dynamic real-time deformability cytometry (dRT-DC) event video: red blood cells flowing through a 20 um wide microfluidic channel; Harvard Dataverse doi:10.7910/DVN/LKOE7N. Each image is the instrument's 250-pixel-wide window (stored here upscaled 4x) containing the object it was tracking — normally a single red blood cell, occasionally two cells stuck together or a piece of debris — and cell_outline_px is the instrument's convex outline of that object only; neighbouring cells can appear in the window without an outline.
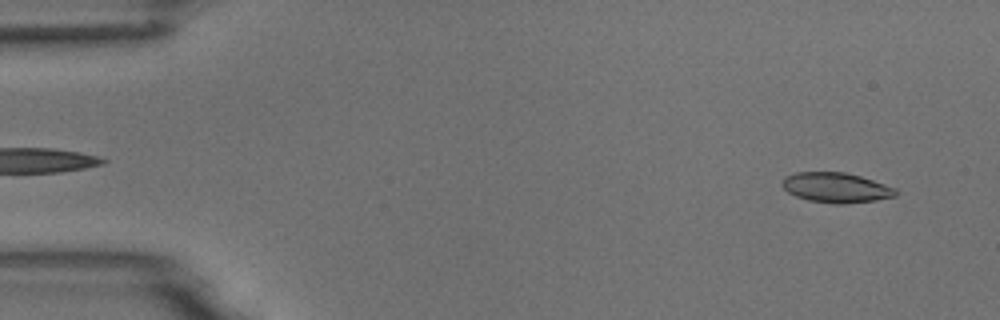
{"species": "common noctule bat (a hibernating species)", "species_latin": "Nyctalus noctula", "temperature_condition": "room temperature", "stored_images_in_passage": 54, "camera_frame_rate_fps": 3000, "um_per_image_px": 0.085, "animal": {"sex": "male", "body_mass_g": 18.8}, "frame": {"image": 1, "passage_image": 3, "time_ms": 0.667, "image_size_px": [1000, 320], "cell_outline_px": [[896, 196], [876, 200], [844, 204], [832, 204], [808, 200], [796, 196], [788, 192], [780, 184], [784, 176], [796, 172], [844, 172], [860, 176], [896, 188]], "centroid_in_image_um": [71.03, 15.95], "position_along_channel_um": 14.0, "area_um2": 19.88}}
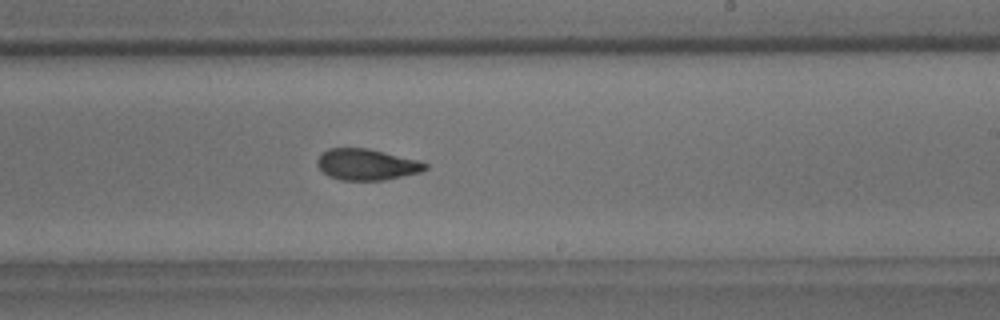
{"frame": {"image": 2, "passage_image": 32, "time_ms": 10.333, "image_size_px": [1000, 320], "cell_outline_px": [[428, 168], [420, 172], [384, 180], [340, 180], [328, 176], [316, 164], [316, 160], [328, 148], [368, 148], [420, 160], [428, 164]], "centroid_in_image_um": [31.18, 13.98], "position_along_channel_um": 257.8, "area_um2": 19.65}}
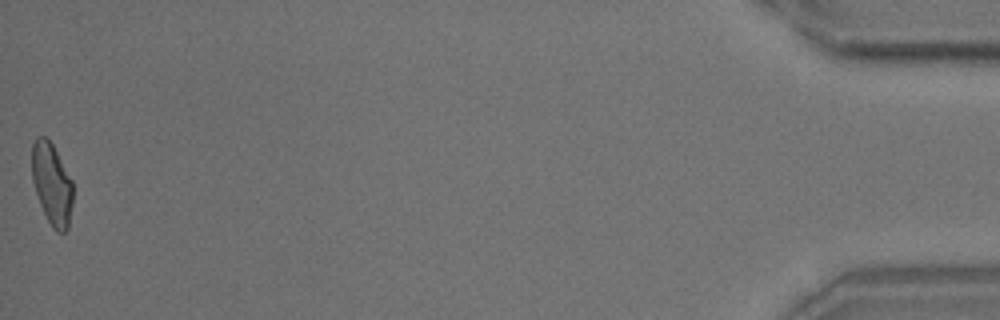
{"frame": {"image": 3, "passage_image": 54, "time_ms": 17.667, "image_size_px": [1000, 320], "cell_outline_px": [[72, 204], [68, 228], [64, 232], [56, 232], [52, 228], [40, 204], [32, 180], [32, 144], [36, 136], [44, 136], [52, 144], [72, 180]], "centroid_in_image_um": [4.4, 15.64], "position_along_channel_um": 430.8, "area_um2": 19.36}, "authors_computed_cell_mechanics": {"area_um2": 20.0566, "velocity_mm_per_s": 3.6808, "shape_relaxation_time_tau1_ms": 6.3897, "shape_relaxation_time_tau2_ms": 1.9793, "deformation_change_tau1": 0.1689, "deformation_change_tau2": 0.0832}}